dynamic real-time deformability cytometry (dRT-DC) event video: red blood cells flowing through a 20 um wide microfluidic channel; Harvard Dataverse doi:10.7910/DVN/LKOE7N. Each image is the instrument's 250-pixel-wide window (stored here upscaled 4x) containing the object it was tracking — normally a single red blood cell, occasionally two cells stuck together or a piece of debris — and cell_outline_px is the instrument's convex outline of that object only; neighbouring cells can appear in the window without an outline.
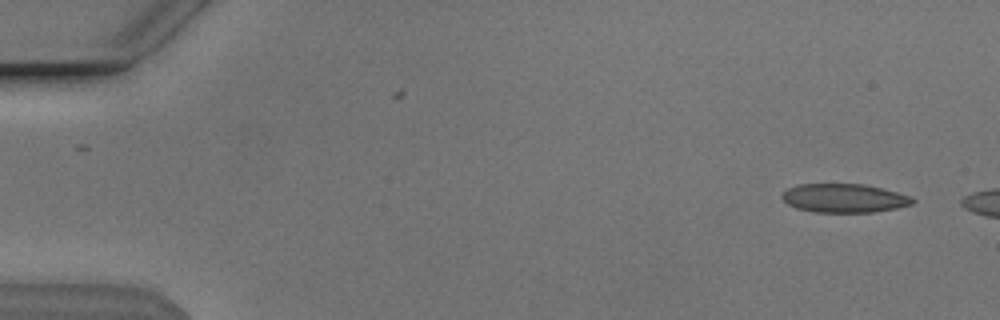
{"species": "Egyptian fruit bat (a non-hibernating species)", "species_latin": "Rousettus aegyptiacus", "temperature_condition": "cold", "stored_images_in_passage": 10, "camera_frame_rate_fps": 3000, "um_per_image_px": 0.085, "animal": {"sex": "male"}, "frame": {"image": 1, "passage_image": 2, "time_ms": 0.333, "image_size_px": [1000, 320], "cell_outline_px": [[916, 200], [912, 204], [896, 208], [872, 212], [816, 212], [796, 208], [788, 204], [780, 196], [788, 188], [800, 184], [864, 184], [912, 196]], "centroid_in_image_um": [71.76, 16.84], "position_along_channel_um": 13.2, "area_um2": 21.73}}